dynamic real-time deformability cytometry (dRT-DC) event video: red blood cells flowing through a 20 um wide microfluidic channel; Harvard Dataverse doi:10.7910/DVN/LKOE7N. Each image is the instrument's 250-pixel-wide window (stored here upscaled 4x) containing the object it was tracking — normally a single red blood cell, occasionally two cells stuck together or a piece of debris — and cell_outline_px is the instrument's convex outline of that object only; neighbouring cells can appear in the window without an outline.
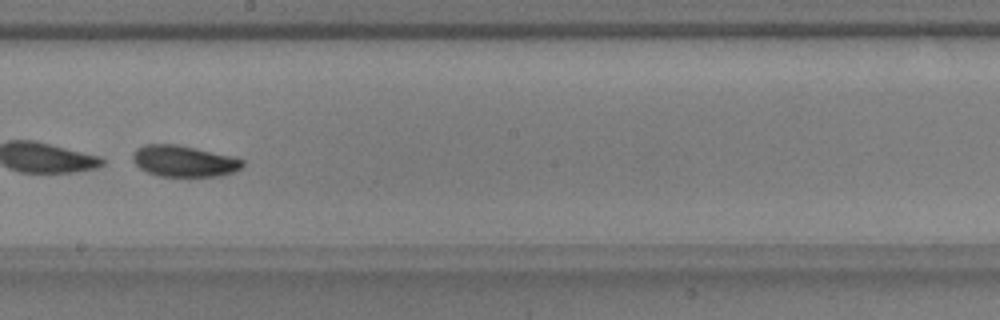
{"species": "common noctule bat (a hibernating species)", "species_latin": "Nyctalus noctula", "temperature_condition": "warm", "stored_images_in_passage": 45, "camera_frame_rate_fps": 3000, "um_per_image_px": 0.085, "animal": {"sex": "male", "body_mass_g": 17.9, "forearm_length_mm": 54.2}, "frame": {"image": 1, "passage_image": 31, "time_ms": 10.0, "image_size_px": [1000, 320], "cell_outline_px": [[244, 164], [236, 172], [220, 176], [188, 180], [156, 176], [140, 168], [132, 160], [132, 152], [136, 148], [144, 144], [176, 144], [236, 156], [244, 160]], "centroid_in_image_um": [15.67, 13.75], "position_along_channel_um": 232.5, "area_um2": 21.27}}